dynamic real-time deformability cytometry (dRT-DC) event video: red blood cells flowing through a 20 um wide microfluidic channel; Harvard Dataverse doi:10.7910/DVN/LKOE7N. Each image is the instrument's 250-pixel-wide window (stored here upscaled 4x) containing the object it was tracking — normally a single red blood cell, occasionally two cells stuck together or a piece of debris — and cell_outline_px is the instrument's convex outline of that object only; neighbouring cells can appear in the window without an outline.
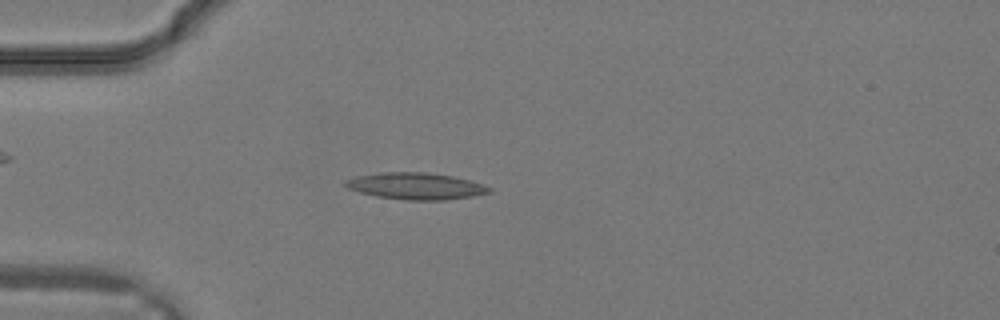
{"species": "common noctule bat (a hibernating species)", "species_latin": "Nyctalus noctula", "temperature_condition": "warm", "stored_images_in_passage": 11, "camera_frame_rate_fps": 3000, "um_per_image_px": 0.085, "animal": {"sex": "male", "body_mass_g": 19.2, "forearm_length_mm": 51.8}, "frame": {"image": 1, "passage_image": 8, "time_ms": 2.333, "image_size_px": [1000, 320], "cell_outline_px": [[492, 192], [472, 196], [444, 200], [404, 200], [376, 196], [360, 192], [348, 188], [344, 184], [344, 180], [356, 176], [380, 172], [428, 172], [452, 176], [468, 180], [492, 188]], "centroid_in_image_um": [35.31, 15.81], "position_along_channel_um": 49.7, "area_um2": 22.31}}
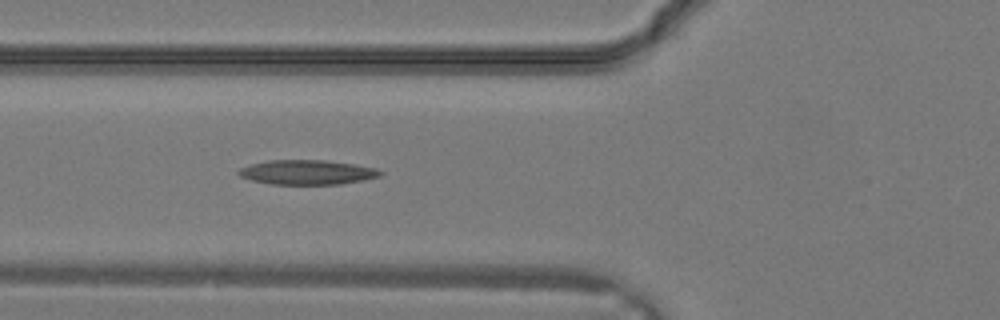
{"frame": {"image": 2, "passage_image": 11, "time_ms": 3.333, "image_size_px": [1000, 320], "cell_outline_px": [[384, 172], [380, 176], [340, 184], [272, 184], [252, 180], [240, 176], [236, 172], [240, 168], [248, 164], [268, 160], [324, 160], [352, 164], [376, 168]], "centroid_in_image_um": [26.06, 14.63], "position_along_channel_um": 99.7, "area_um2": 20.17}}